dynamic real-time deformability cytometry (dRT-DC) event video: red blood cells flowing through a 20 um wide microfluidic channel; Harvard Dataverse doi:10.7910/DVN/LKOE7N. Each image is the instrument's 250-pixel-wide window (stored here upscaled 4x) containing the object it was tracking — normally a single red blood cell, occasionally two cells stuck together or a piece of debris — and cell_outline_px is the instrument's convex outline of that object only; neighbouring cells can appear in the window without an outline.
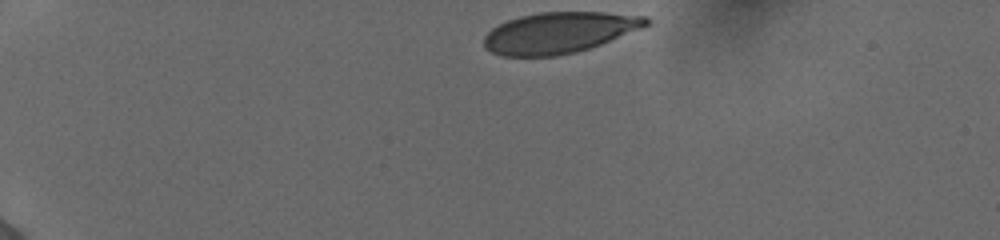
{"species": "human", "species_latin": "Homo sapiens", "temperature_condition": "cold", "stored_images_in_passage": 37, "camera_frame_rate_fps": 3000, "um_per_image_px": 0.085, "donor": {"sex": "female"}, "frame": {"image": 1, "passage_image": 1, "time_ms": 0.0, "image_size_px": [1000, 240], "cell_outline_px": [[652, 20], [648, 24], [640, 28], [600, 44], [576, 52], [556, 56], [504, 56], [492, 52], [484, 48], [484, 36], [492, 28], [508, 20], [520, 16], [540, 12], [604, 12], [648, 16]], "centroid_in_image_um": [47.52, 2.77], "position_along_channel_um": 37.5, "area_um2": 38.55}}
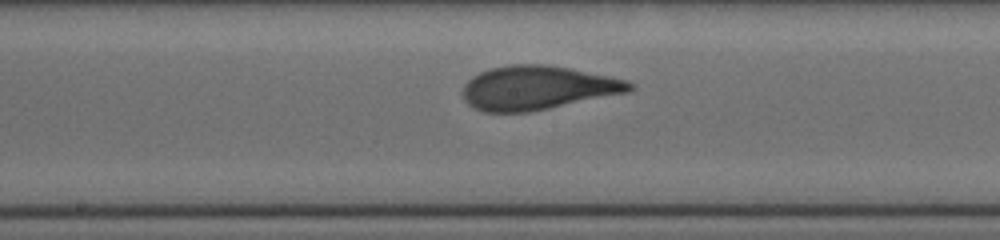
{"frame": {"image": 2, "passage_image": 20, "time_ms": 6.333, "image_size_px": [1000, 240], "cell_outline_px": [[636, 84], [628, 92], [528, 112], [484, 112], [472, 108], [464, 100], [464, 84], [472, 76], [480, 72], [492, 68], [512, 64], [544, 64], [568, 68], [628, 80]], "centroid_in_image_um": [45.66, 7.46], "position_along_channel_um": 202.5, "area_um2": 42.37}}
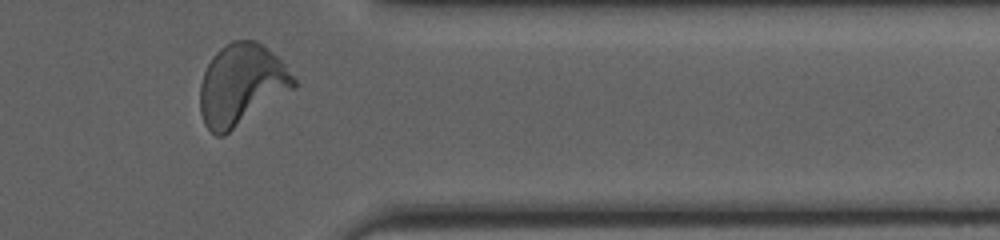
{"frame": {"image": 3, "passage_image": 35, "time_ms": 11.333, "image_size_px": [1000, 240], "cell_outline_px": [[296, 88], [224, 136], [216, 136], [204, 124], [200, 112], [200, 84], [204, 72], [212, 56], [220, 48], [232, 40], [256, 40], [272, 52], [284, 64], [296, 80]], "centroid_in_image_um": [20.51, 7.22], "position_along_channel_um": 390.9, "area_um2": 44.51}, "authors_computed_cell_mechanics": {"area_um2": 41.6738, "velocity_mm_per_s": 3.8604, "shape_relaxation_time_tau1_ms": 3.261, "shape_relaxation_time_tau2_ms": null, "deformation_change_tau1": 0.1726, "deformation_change_tau2": null}}